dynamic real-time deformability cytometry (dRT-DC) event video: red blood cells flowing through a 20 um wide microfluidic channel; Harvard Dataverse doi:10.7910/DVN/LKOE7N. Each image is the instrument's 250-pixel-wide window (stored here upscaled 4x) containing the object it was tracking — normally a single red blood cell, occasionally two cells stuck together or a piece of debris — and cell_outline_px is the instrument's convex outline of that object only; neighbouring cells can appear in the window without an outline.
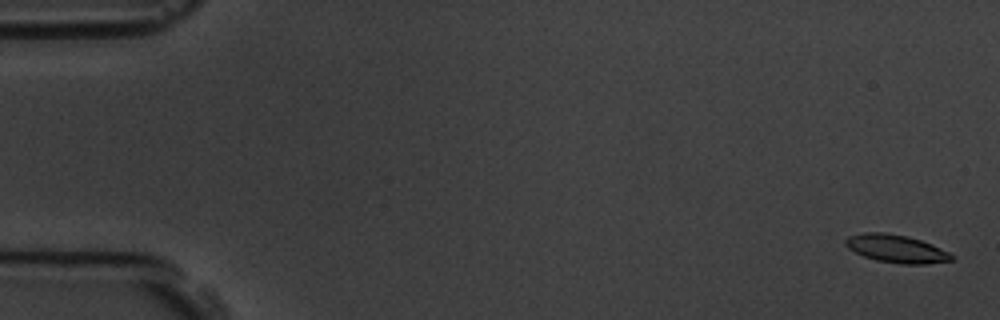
{"species": "common noctule bat (a hibernating species)", "species_latin": "Nyctalus noctula", "temperature_condition": "room temperature", "stored_images_in_passage": 5, "camera_frame_rate_fps": 3000, "um_per_image_px": 0.085, "animal": {"sex": "male", "body_mass_g": 19.5, "forearm_length_mm": 54.6}, "frame": {"image": 1, "passage_image": 1, "time_ms": 0.0, "image_size_px": [1000, 320], "cell_outline_px": [[952, 260], [924, 264], [900, 264], [876, 260], [864, 256], [848, 248], [844, 244], [844, 240], [848, 236], [864, 232], [884, 232], [908, 236], [932, 244], [948, 252], [952, 256]], "centroid_in_image_um": [76.14, 21.13], "position_along_channel_um": 8.9, "area_um2": 17.17}}
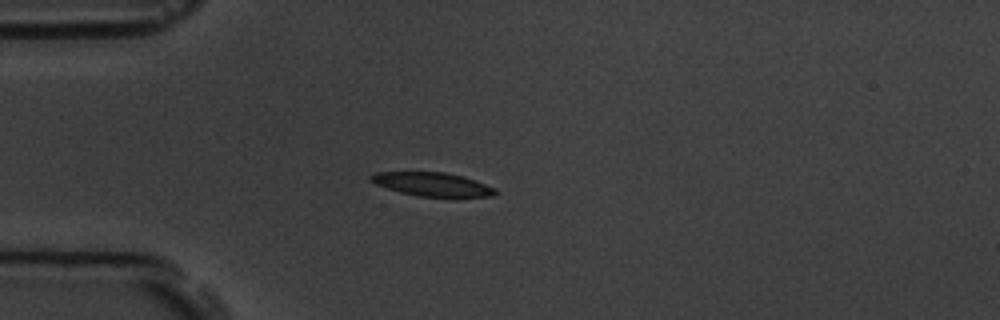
{"frame": {"image": 2, "passage_image": 5, "time_ms": 4.667, "image_size_px": [1000, 320], "cell_outline_px": [[496, 192], [492, 196], [456, 200], [416, 196], [400, 192], [376, 184], [368, 180], [368, 176], [376, 172], [444, 172], [464, 176], [496, 188]], "centroid_in_image_um": [36.82, 15.72], "position_along_channel_um": 48.2, "area_um2": 18.09}}